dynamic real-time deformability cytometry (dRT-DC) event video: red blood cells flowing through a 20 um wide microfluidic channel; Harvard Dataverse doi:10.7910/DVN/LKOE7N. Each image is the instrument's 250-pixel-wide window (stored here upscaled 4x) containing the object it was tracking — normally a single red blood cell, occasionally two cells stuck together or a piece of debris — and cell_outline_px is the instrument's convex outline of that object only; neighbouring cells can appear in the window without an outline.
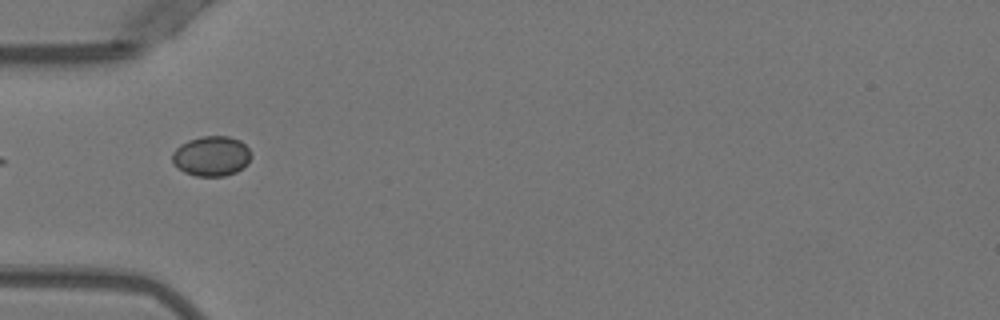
{"species": "Egyptian fruit bat (a non-hibernating species)", "species_latin": "Rousettus aegyptiacus", "temperature_condition": "warm", "stored_images_in_passage": 6, "camera_frame_rate_fps": 3000, "um_per_image_px": 0.085, "animal": {"sex": "female"}, "frame": {"image": 1, "passage_image": 2, "time_ms": 0.333, "image_size_px": [1000, 320], "cell_outline_px": [[252, 156], [248, 164], [244, 168], [236, 172], [224, 176], [196, 176], [184, 172], [176, 168], [172, 164], [172, 152], [180, 144], [188, 140], [200, 136], [228, 136], [240, 140], [252, 152]], "centroid_in_image_um": [17.97, 13.27], "position_along_channel_um": 67.0, "area_um2": 18.79}}